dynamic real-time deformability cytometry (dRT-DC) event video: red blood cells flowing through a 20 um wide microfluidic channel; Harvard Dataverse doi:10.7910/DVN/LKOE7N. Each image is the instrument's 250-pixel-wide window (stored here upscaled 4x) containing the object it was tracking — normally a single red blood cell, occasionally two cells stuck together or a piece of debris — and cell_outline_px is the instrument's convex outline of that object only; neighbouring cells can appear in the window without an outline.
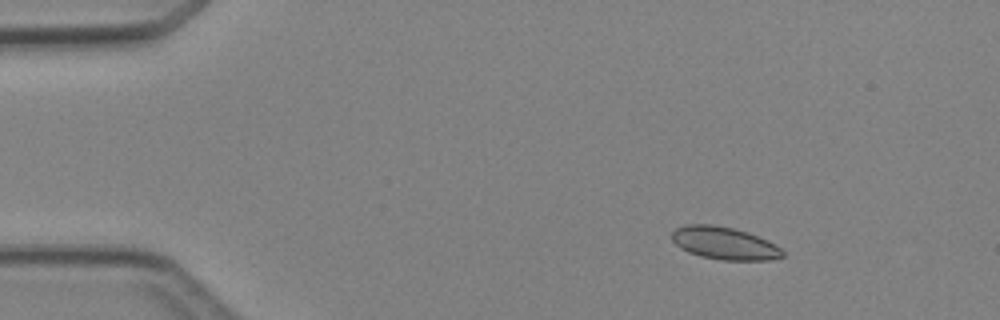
{"species": "Egyptian fruit bat (a non-hibernating species)", "species_latin": "Rousettus aegyptiacus", "temperature_condition": "cold", "stored_images_in_passage": 4, "camera_frame_rate_fps": 3000, "um_per_image_px": 0.085, "animal": {"sex": "female"}, "frame": {"image": 1, "passage_image": 2, "time_ms": 2.0, "image_size_px": [1000, 320], "cell_outline_px": [[784, 256], [772, 260], [724, 260], [700, 256], [688, 252], [680, 248], [672, 240], [672, 232], [676, 228], [684, 224], [712, 224], [732, 228], [748, 232], [780, 248], [784, 252]], "centroid_in_image_um": [61.53, 20.67], "position_along_channel_um": 23.5, "area_um2": 20.87}}